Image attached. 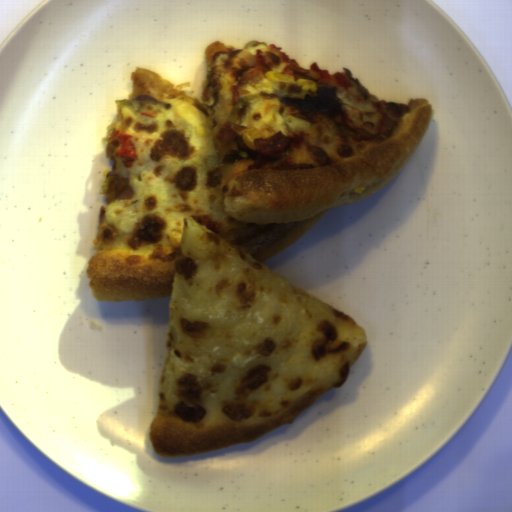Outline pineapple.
I'll use <instances>...</instances> for the list:
<instances>
[{"label":"pineapple","mask_w":512,"mask_h":512,"mask_svg":"<svg viewBox=\"0 0 512 512\" xmlns=\"http://www.w3.org/2000/svg\"><path fill=\"white\" fill-rule=\"evenodd\" d=\"M133 91L128 100H134L140 95H149L150 90H154L161 94H170L173 83L163 78L156 71L146 67H136L132 72Z\"/></svg>","instance_id":"obj_1"},{"label":"pineapple","mask_w":512,"mask_h":512,"mask_svg":"<svg viewBox=\"0 0 512 512\" xmlns=\"http://www.w3.org/2000/svg\"><path fill=\"white\" fill-rule=\"evenodd\" d=\"M117 235V229L115 226L108 223L101 224L97 233L95 234L92 242L98 243L100 241H111Z\"/></svg>","instance_id":"obj_2"}]
</instances>
